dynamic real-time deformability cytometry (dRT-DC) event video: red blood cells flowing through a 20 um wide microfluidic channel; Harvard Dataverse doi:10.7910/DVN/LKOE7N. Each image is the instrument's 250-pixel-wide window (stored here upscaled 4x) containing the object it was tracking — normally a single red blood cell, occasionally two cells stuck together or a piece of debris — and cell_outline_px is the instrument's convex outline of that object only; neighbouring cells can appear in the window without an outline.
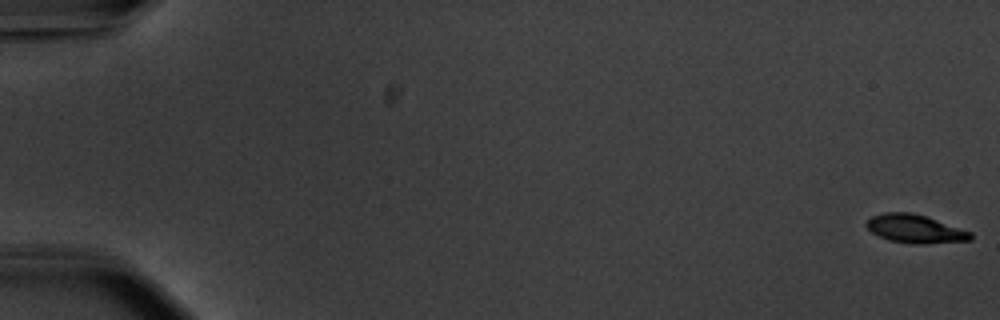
{"species": "common noctule bat (a hibernating species)", "species_latin": "Nyctalus noctula", "temperature_condition": "warm", "stored_images_in_passage": 56, "camera_frame_rate_fps": 3000, "um_per_image_px": 0.085, "animal": {"sex": "male", "body_mass_g": 20.1, "forearm_length_mm": 53.5}, "frame": {"image": 1, "passage_image": 1, "time_ms": 0.0, "image_size_px": [1000, 320], "cell_outline_px": [[972, 240], [924, 244], [912, 244], [888, 240], [872, 232], [864, 224], [872, 216], [884, 212], [908, 212], [924, 216], [972, 232]], "centroid_in_image_um": [77.77, 19.46], "position_along_channel_um": 7.2, "area_um2": 17.05}}
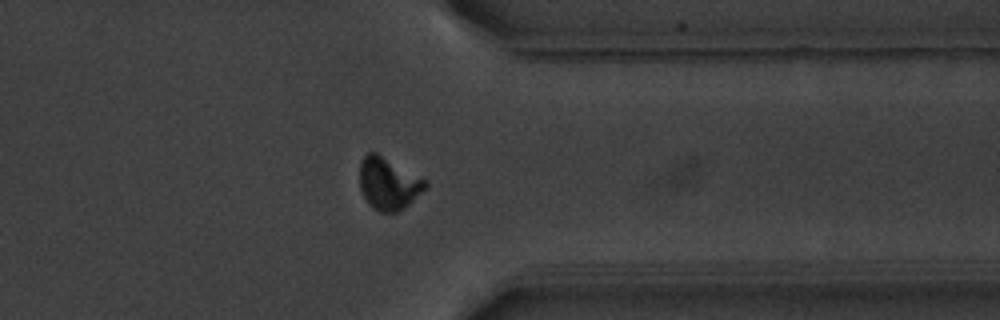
{"frame": {"image": 2, "passage_image": 45, "time_ms": 14.667, "image_size_px": [1000, 320], "cell_outline_px": [[428, 188], [404, 208], [396, 212], [380, 212], [368, 204], [360, 188], [360, 160], [368, 152], [376, 152], [424, 180], [428, 184]], "centroid_in_image_um": [33.0, 15.62], "position_along_channel_um": 378.4, "area_um2": 19.71}}
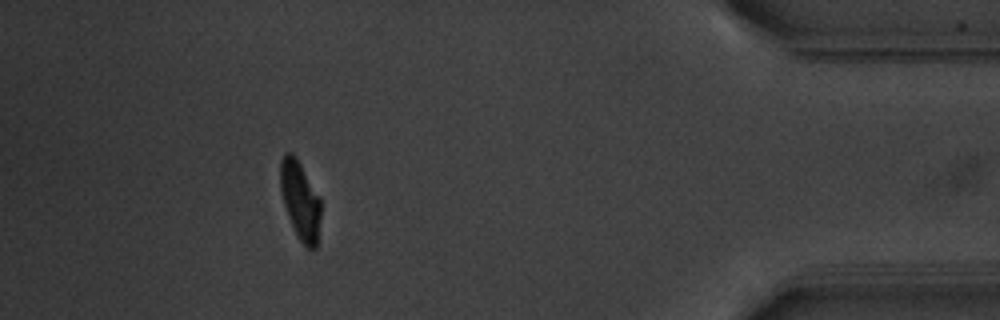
{"frame": {"image": 3, "passage_image": 51, "time_ms": 16.667, "image_size_px": [1000, 320], "cell_outline_px": [[320, 216], [316, 248], [308, 248], [300, 240], [288, 216], [284, 204], [280, 188], [280, 160], [284, 152], [292, 152], [296, 156], [320, 196]], "centroid_in_image_um": [25.51, 16.95], "position_along_channel_um": 409.7, "area_um2": 18.38}, "authors_computed_cell_mechanics": {"area_um2": 18.6694, "velocity_mm_per_s": 3.7278, "shape_relaxation_time_tau1_ms": 1.839, "shape_relaxation_time_tau2_ms": null, "deformation_change_tau1": 0.1547, "deformation_change_tau2": null}}